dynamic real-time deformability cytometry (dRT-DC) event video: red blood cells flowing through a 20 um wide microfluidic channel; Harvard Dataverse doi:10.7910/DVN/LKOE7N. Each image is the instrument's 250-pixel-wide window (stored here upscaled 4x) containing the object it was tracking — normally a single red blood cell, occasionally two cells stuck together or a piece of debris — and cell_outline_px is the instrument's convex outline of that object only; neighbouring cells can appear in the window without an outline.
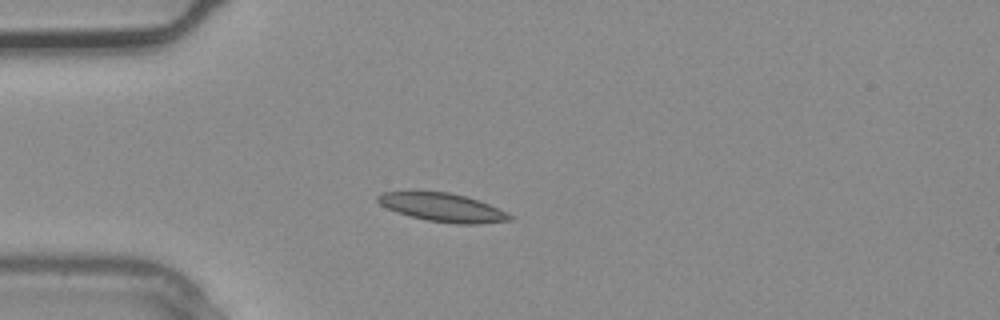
{"species": "common noctule bat (a hibernating species)", "species_latin": "Nyctalus noctula", "temperature_condition": "warm", "stored_images_in_passage": 2, "camera_frame_rate_fps": 3000, "um_per_image_px": 0.085, "animal": {"sex": "male", "body_mass_g": 20.4}, "frame": {"image": 1, "passage_image": 2, "time_ms": 0.333, "image_size_px": [1000, 320], "cell_outline_px": [[516, 216], [512, 220], [480, 224], [456, 224], [428, 220], [396, 212], [380, 204], [376, 200], [376, 196], [380, 192], [448, 192], [464, 196], [488, 204]], "centroid_in_image_um": [37.65, 17.64], "position_along_channel_um": 47.4, "area_um2": 21.68}}